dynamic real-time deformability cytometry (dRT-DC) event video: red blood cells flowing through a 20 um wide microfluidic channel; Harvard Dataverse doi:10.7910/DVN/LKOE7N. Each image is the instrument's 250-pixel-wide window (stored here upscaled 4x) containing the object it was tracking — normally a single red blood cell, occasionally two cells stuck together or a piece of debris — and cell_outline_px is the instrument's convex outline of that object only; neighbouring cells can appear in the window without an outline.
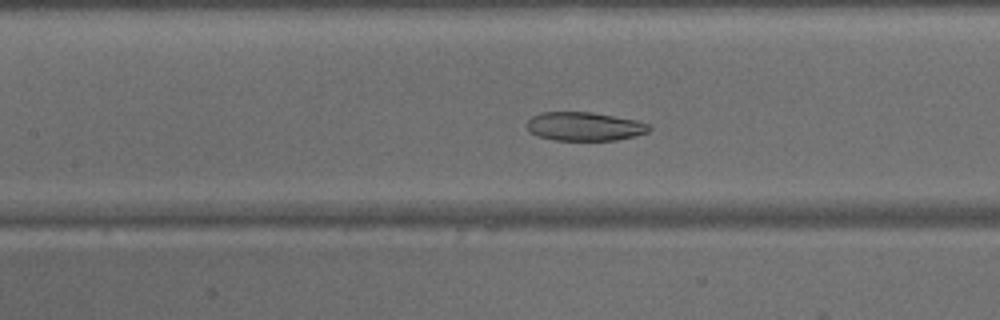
{"species": "common noctule bat (a hibernating species)", "species_latin": "Nyctalus noctula", "temperature_condition": "warm", "stored_images_in_passage": 47, "camera_frame_rate_fps": 3000, "um_per_image_px": 0.085, "animal": {"sex": "male", "body_mass_g": 15.6}, "frame": {"image": 1, "passage_image": 21, "time_ms": 6.667, "image_size_px": [1000, 320], "cell_outline_px": [[652, 128], [648, 132], [636, 136], [616, 140], [552, 140], [540, 136], [532, 132], [528, 128], [528, 120], [532, 116], [540, 112], [592, 112], [636, 120], [652, 124]], "centroid_in_image_um": [49.74, 10.74], "position_along_channel_um": 157.7, "area_um2": 20.46}}
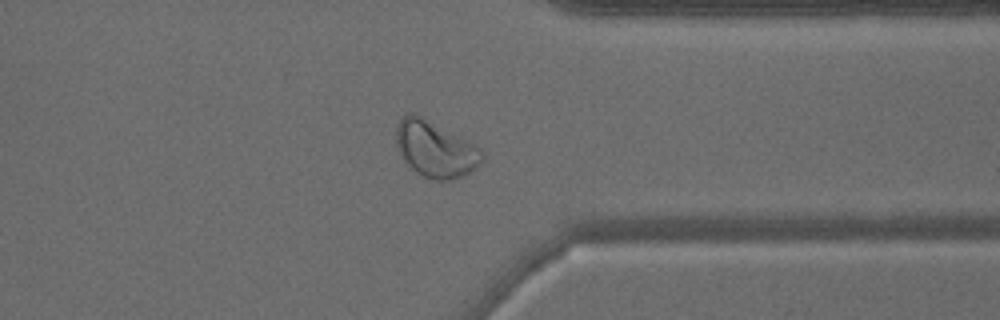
{"frame": {"image": 2, "passage_image": 37, "time_ms": 12.0, "image_size_px": [1000, 320], "cell_outline_px": [[484, 160], [476, 168], [452, 180], [432, 180], [416, 172], [404, 160], [396, 144], [396, 128], [400, 120], [408, 112], [420, 116], [468, 140], [480, 148], [484, 152]], "centroid_in_image_um": [37.02, 12.69], "position_along_channel_um": 374.4, "area_um2": 27.8}}
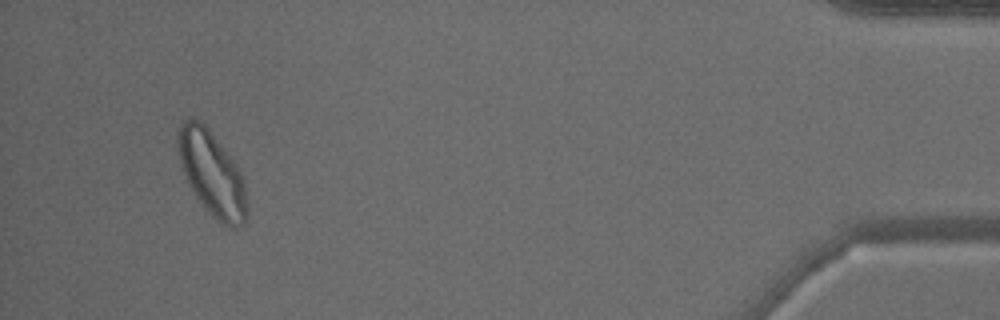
{"frame": {"image": 3, "passage_image": 45, "time_ms": 14.667, "image_size_px": [1000, 320], "cell_outline_px": [[248, 216], [244, 224], [232, 228], [220, 224], [196, 200], [184, 176], [180, 160], [176, 140], [176, 132], [180, 124], [184, 120], [204, 120], [236, 164], [240, 172], [244, 184], [248, 212]], "centroid_in_image_um": [18.0, 14.76], "position_along_channel_um": 417.2, "area_um2": 34.68}}